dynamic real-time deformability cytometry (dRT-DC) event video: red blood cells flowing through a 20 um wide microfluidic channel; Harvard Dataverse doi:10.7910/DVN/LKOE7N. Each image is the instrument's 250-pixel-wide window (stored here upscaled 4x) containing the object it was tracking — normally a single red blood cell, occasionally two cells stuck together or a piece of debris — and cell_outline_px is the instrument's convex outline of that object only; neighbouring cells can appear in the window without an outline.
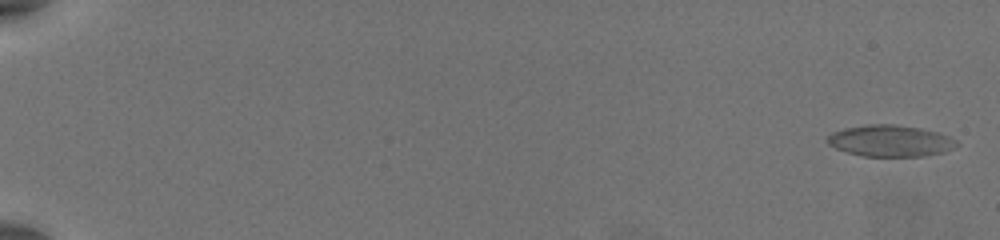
{"species": "common noctule bat (a hibernating species)", "species_latin": "Nyctalus noctula", "temperature_condition": "warm", "stored_images_in_passage": 57, "camera_frame_rate_fps": 3000, "um_per_image_px": 0.085, "animal": {"sex": "female", "body_mass_g": 19.5, "forearm_length_mm": 54.1}, "frame": {"image": 1, "passage_image": 2, "time_ms": 0.333, "image_size_px": [1000, 240], "cell_outline_px": [[960, 144], [956, 148], [944, 152], [924, 156], [864, 156], [848, 152], [836, 148], [828, 144], [824, 140], [832, 132], [844, 128], [868, 124], [892, 124], [920, 128], [936, 132], [948, 136], [956, 140]], "centroid_in_image_um": [75.68, 11.97], "position_along_channel_um": 9.3, "area_um2": 23.76}}
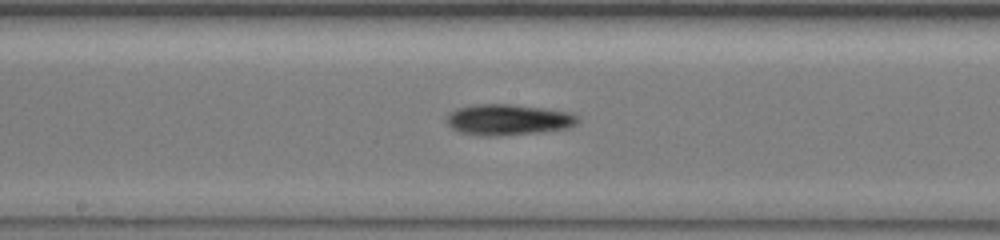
{"frame": {"image": 2, "passage_image": 34, "time_ms": 11.0, "image_size_px": [1000, 240], "cell_outline_px": [[580, 120], [576, 124], [568, 128], [540, 132], [500, 136], [476, 136], [456, 132], [448, 124], [448, 116], [456, 108], [476, 104], [508, 104], [544, 108], [572, 112], [580, 116]], "centroid_in_image_um": [43.23, 10.18], "position_along_channel_um": 205.0, "area_um2": 23.93}}
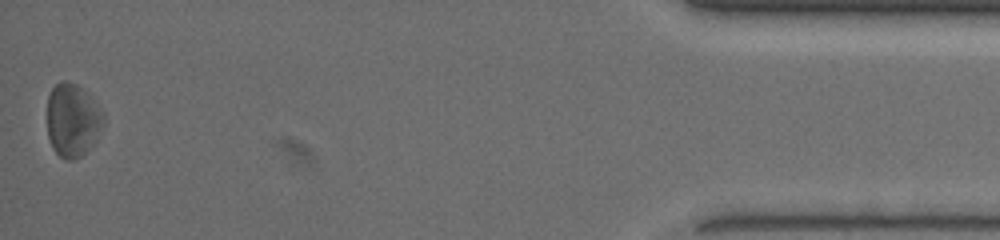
{"frame": {"image": 3, "passage_image": 57, "time_ms": 18.667, "image_size_px": [1000, 240], "cell_outline_px": [[104, 124], [96, 140], [80, 156], [72, 160], [64, 160], [52, 148], [48, 136], [48, 96], [52, 88], [60, 80], [64, 80], [76, 84], [104, 112]], "centroid_in_image_um": [6.16, 10.22], "position_along_channel_um": 429.0, "area_um2": 23.81}, "authors_computed_cell_mechanics": {"area_um2": 22.253, "velocity_mm_per_s": 3.8836, "shape_relaxation_time_tau1_ms": 1.8703, "shape_relaxation_time_tau2_ms": null, "deformation_change_tau1": 0.0704, "deformation_change_tau2": null}}